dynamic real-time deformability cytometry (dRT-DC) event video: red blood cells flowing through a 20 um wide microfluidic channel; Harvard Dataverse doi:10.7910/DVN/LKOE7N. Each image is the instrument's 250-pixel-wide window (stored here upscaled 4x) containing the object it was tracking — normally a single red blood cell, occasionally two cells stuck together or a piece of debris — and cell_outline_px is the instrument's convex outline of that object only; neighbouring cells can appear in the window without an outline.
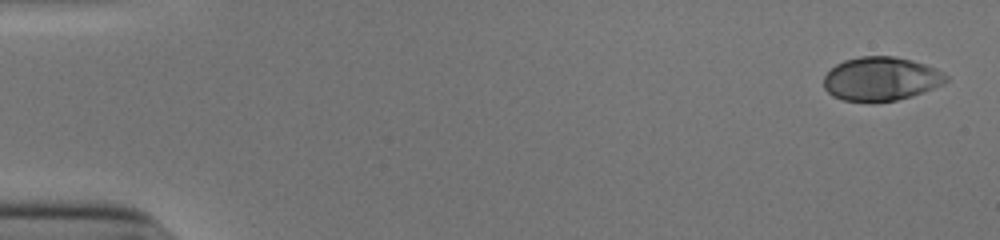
{"species": "human", "species_latin": "Homo sapiens", "temperature_condition": "cold", "stored_images_in_passage": 52, "camera_frame_rate_fps": 3000, "um_per_image_px": 0.085, "donor": {"sex": "male"}, "frame": {"image": 1, "passage_image": 1, "time_ms": 0.0, "image_size_px": [1000, 240], "cell_outline_px": [[948, 80], [944, 84], [912, 96], [896, 100], [844, 100], [832, 96], [824, 88], [824, 76], [836, 64], [844, 60], [860, 56], [896, 56], [912, 60], [936, 68], [948, 76]], "centroid_in_image_um": [74.9, 6.67], "position_along_channel_um": 10.1, "area_um2": 30.92}}
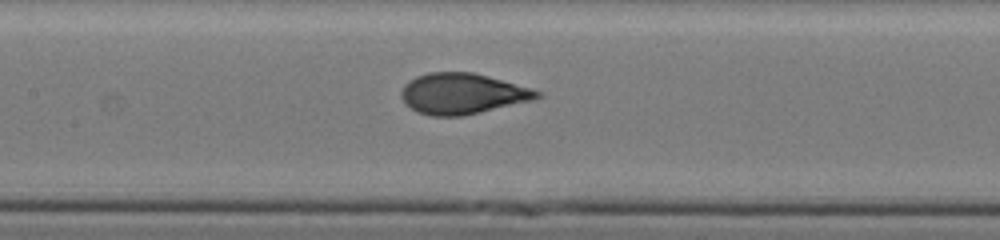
{"frame": {"image": 2, "passage_image": 25, "time_ms": 8.0, "image_size_px": [1000, 240], "cell_outline_px": [[544, 96], [532, 100], [480, 112], [460, 116], [432, 116], [420, 112], [404, 104], [400, 96], [400, 92], [404, 84], [416, 76], [428, 72], [472, 72], [532, 88], [544, 92]], "centroid_in_image_um": [39.3, 7.95], "position_along_channel_um": 168.1, "area_um2": 32.25}}
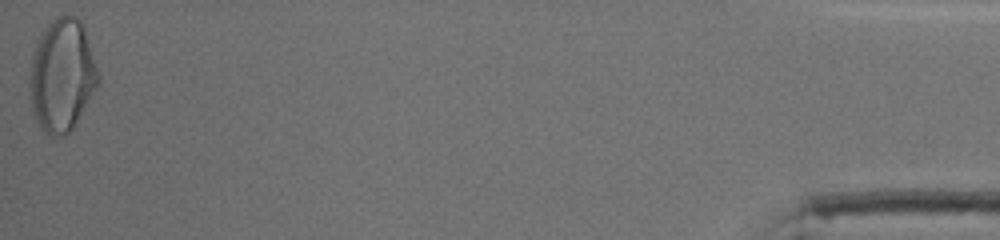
{"frame": {"image": 3, "passage_image": 52, "time_ms": 17.0, "image_size_px": [1000, 240], "cell_outline_px": [[100, 84], [72, 128], [68, 132], [60, 136], [52, 136], [44, 132], [40, 128], [32, 112], [28, 92], [28, 80], [32, 52], [36, 40], [44, 28], [56, 16], [76, 16], [84, 24], [100, 76]], "centroid_in_image_um": [5.25, 6.39], "position_along_channel_um": 429.9, "area_um2": 45.84}, "authors_computed_cell_mechanics": {"area_um2": 32.1946, "velocity_mm_per_s": 3.9164, "shape_relaxation_time_tau1_ms": 4.6954, "shape_relaxation_time_tau2_ms": null, "deformation_change_tau1": 0.2173, "deformation_change_tau2": null}}